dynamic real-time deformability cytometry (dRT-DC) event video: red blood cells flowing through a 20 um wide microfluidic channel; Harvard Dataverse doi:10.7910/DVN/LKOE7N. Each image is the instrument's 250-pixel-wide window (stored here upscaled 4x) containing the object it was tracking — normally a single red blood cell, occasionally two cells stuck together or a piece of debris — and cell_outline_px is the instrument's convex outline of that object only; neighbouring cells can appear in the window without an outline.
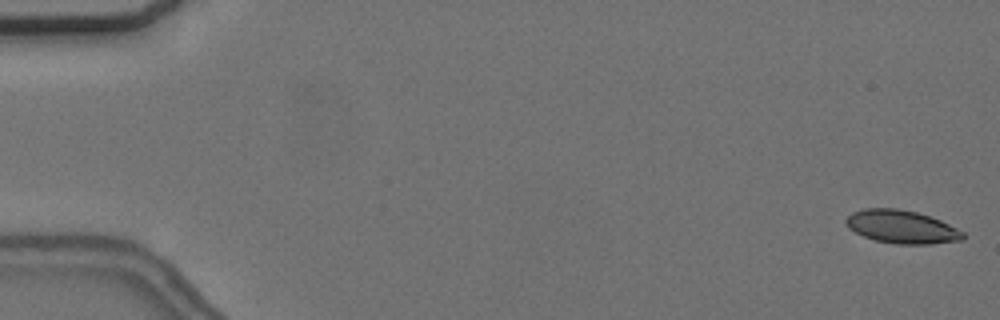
{"species": "common noctule bat (a hibernating species)", "species_latin": "Nyctalus noctula", "temperature_condition": "cold", "stored_images_in_passage": 24, "camera_frame_rate_fps": 3000, "um_per_image_px": 0.085, "animal": {"sex": "female", "body_mass_g": 24.6, "forearm_length_mm": 56.2}, "frame": {"image": 1, "passage_image": 1, "time_ms": 0.0, "image_size_px": [1000, 320], "cell_outline_px": [[964, 240], [932, 244], [896, 244], [876, 240], [864, 236], [848, 228], [844, 220], [852, 212], [864, 208], [896, 208], [916, 212], [940, 220], [964, 232]], "centroid_in_image_um": [76.64, 19.28], "position_along_channel_um": 8.4, "area_um2": 22.54}}
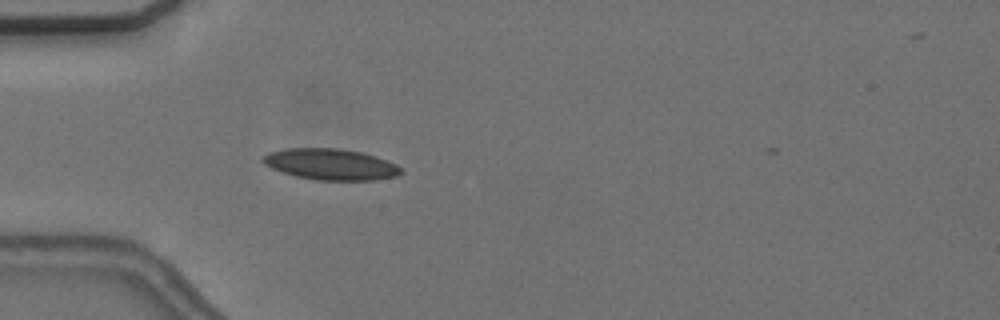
{"frame": {"image": 2, "passage_image": 17, "time_ms": 5.333, "image_size_px": [1000, 320], "cell_outline_px": [[404, 172], [396, 176], [372, 180], [316, 180], [296, 176], [272, 168], [264, 164], [260, 160], [268, 152], [288, 148], [340, 148], [360, 152], [376, 156], [396, 164]], "centroid_in_image_um": [28.1, 13.96], "position_along_channel_um": 56.9, "area_um2": 24.97}}
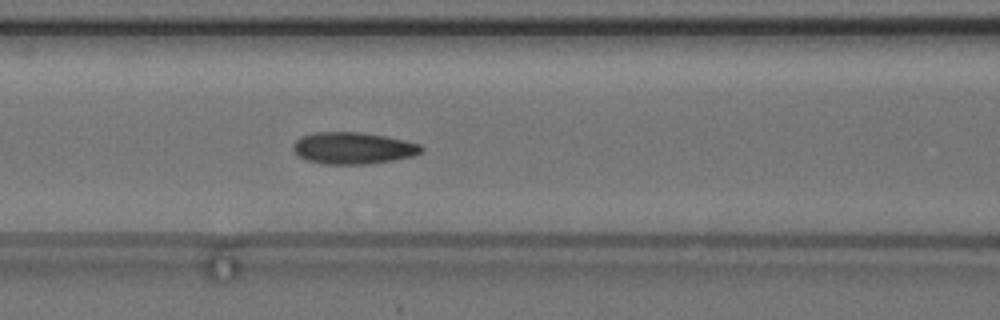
{"frame": {"image": 3, "passage_image": 24, "time_ms": 7.667, "image_size_px": [1000, 320], "cell_outline_px": [[424, 148], [420, 152], [412, 156], [372, 164], [324, 164], [308, 160], [296, 156], [292, 148], [292, 144], [300, 136], [316, 132], [360, 132], [384, 136], [404, 140], [420, 144]], "centroid_in_image_um": [29.96, 12.59], "position_along_channel_um": 136.6, "area_um2": 23.81}}